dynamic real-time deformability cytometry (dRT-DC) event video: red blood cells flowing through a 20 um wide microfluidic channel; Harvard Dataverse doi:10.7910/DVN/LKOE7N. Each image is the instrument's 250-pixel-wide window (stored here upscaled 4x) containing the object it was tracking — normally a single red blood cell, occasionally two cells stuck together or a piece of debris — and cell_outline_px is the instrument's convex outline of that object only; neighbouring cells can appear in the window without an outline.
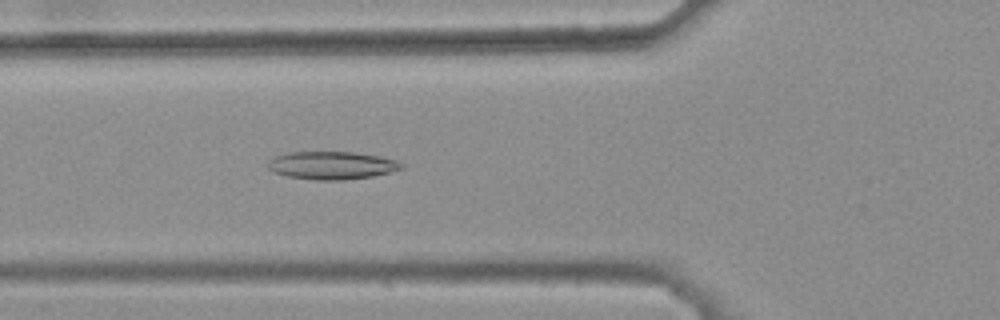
{"species": "common noctule bat (a hibernating species)", "species_latin": "Nyctalus noctula", "temperature_condition": "warm", "stored_images_in_passage": 12, "camera_frame_rate_fps": 3000, "um_per_image_px": 0.085, "animal": {"sex": "female", "body_mass_g": 25.1}, "frame": {"image": 1, "passage_image": 12, "time_ms": 3.667, "image_size_px": [1000, 320], "cell_outline_px": [[404, 168], [372, 176], [344, 180], [312, 180], [288, 176], [276, 172], [268, 168], [268, 164], [276, 156], [288, 152], [352, 152], [380, 156], [396, 160], [404, 164]], "centroid_in_image_um": [28.24, 14.06], "position_along_channel_um": 97.6, "area_um2": 21.5}}